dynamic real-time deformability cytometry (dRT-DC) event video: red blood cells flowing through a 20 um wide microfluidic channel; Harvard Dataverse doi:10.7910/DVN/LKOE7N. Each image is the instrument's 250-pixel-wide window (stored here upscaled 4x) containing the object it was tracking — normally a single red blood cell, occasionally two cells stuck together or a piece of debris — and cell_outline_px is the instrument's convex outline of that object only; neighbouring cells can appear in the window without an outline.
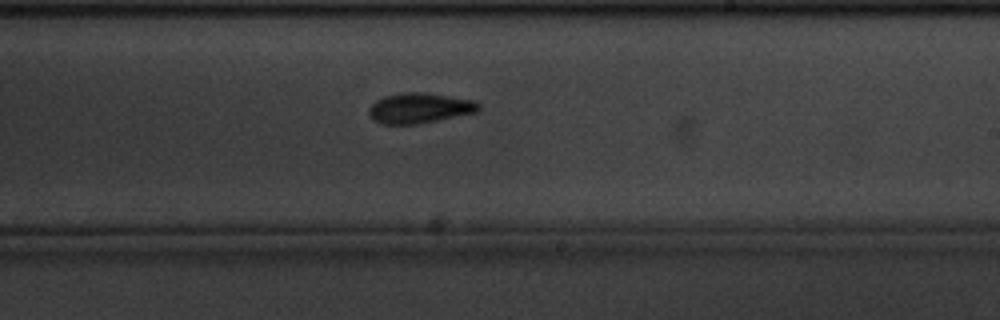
{"species": "common noctule bat (a hibernating species)", "species_latin": "Nyctalus noctula", "temperature_condition": "cold", "stored_images_in_passage": 10, "camera_frame_rate_fps": 3000, "um_per_image_px": 0.085, "animal": {"sex": "male", "body_mass_g": 20.1, "forearm_length_mm": 53.5}, "frame": {"image": 1, "passage_image": 10, "time_ms": 3.0, "image_size_px": [1000, 320], "cell_outline_px": [[480, 108], [476, 112], [420, 124], [380, 124], [372, 120], [368, 112], [368, 108], [376, 100], [384, 96], [400, 92], [424, 92], [476, 100], [480, 104]], "centroid_in_image_um": [35.64, 9.18], "position_along_channel_um": 253.4, "area_um2": 19.65}}